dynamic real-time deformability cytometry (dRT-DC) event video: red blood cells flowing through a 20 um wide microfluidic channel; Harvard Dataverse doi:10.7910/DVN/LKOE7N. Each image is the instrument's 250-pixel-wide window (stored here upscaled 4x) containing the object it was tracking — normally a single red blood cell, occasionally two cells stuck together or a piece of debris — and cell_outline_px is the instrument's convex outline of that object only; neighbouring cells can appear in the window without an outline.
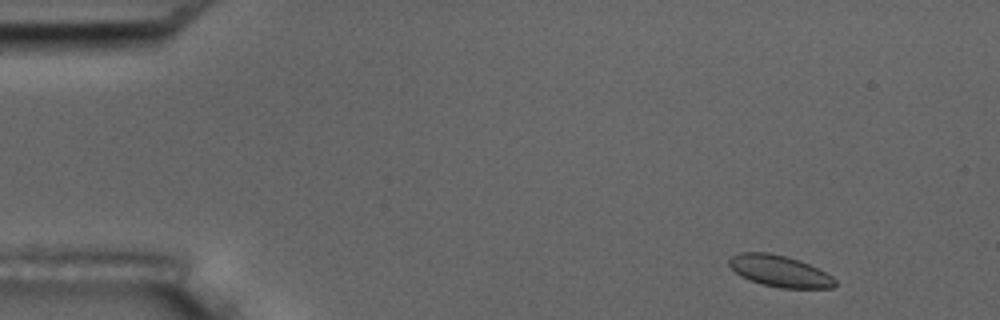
{"species": "common noctule bat (a hibernating species)", "species_latin": "Nyctalus noctula", "temperature_condition": "room temperature", "stored_images_in_passage": 14, "camera_frame_rate_fps": 3000, "um_per_image_px": 0.085, "animal": {"sex": "male", "body_mass_g": 17.5, "forearm_length_mm": 52.3}, "frame": {"image": 1, "passage_image": 1, "time_ms": 0.0, "image_size_px": [1000, 320], "cell_outline_px": [[836, 284], [832, 288], [780, 288], [760, 284], [740, 276], [728, 264], [728, 260], [732, 256], [740, 252], [768, 252], [784, 256], [808, 264], [832, 276], [836, 280]], "centroid_in_image_um": [66.24, 23.05], "position_along_channel_um": 18.8, "area_um2": 19.25}}
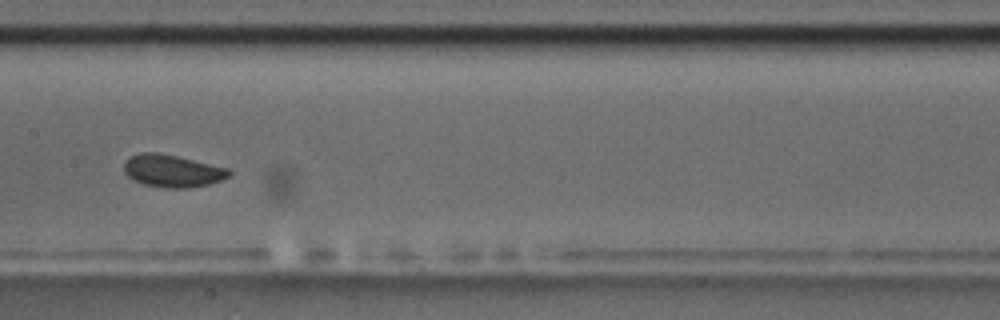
{"frame": {"image": 2, "passage_image": 7, "time_ms": 7.667, "image_size_px": [1000, 320], "cell_outline_px": [[232, 172], [228, 176], [220, 180], [208, 184], [188, 188], [164, 188], [144, 184], [128, 176], [124, 172], [124, 164], [132, 156], [140, 152], [156, 152], [176, 156], [228, 168]], "centroid_in_image_um": [14.65, 14.53], "position_along_channel_um": 192.8, "area_um2": 19.54}}
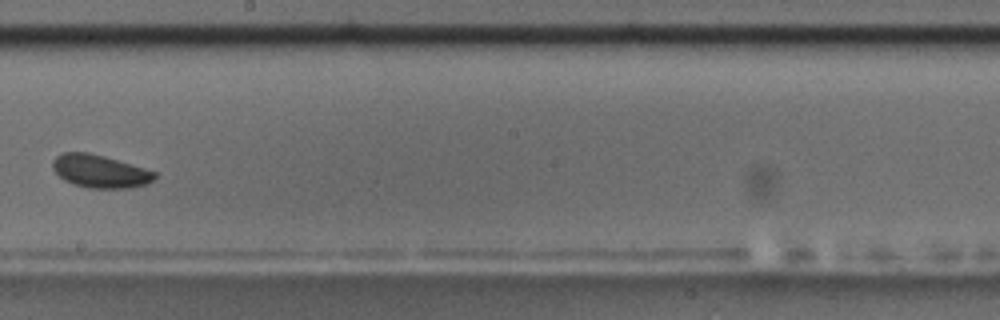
{"frame": {"image": 3, "passage_image": 8, "time_ms": 9.0, "image_size_px": [1000, 320], "cell_outline_px": [[156, 176], [152, 180], [144, 184], [132, 188], [88, 188], [72, 184], [64, 180], [52, 168], [52, 160], [60, 152], [88, 152], [104, 156], [144, 168], [156, 172]], "centroid_in_image_um": [8.45, 14.55], "position_along_channel_um": 239.7, "area_um2": 19.54}, "authors_computed_cell_mechanics": {"area_um2": 19.363, "velocity_mm_per_s": 3.5339, "shape_relaxation_time_tau1_ms": 1.5919, "shape_relaxation_time_tau2_ms": null, "deformation_change_tau1": 0.0434, "deformation_change_tau2": null}}